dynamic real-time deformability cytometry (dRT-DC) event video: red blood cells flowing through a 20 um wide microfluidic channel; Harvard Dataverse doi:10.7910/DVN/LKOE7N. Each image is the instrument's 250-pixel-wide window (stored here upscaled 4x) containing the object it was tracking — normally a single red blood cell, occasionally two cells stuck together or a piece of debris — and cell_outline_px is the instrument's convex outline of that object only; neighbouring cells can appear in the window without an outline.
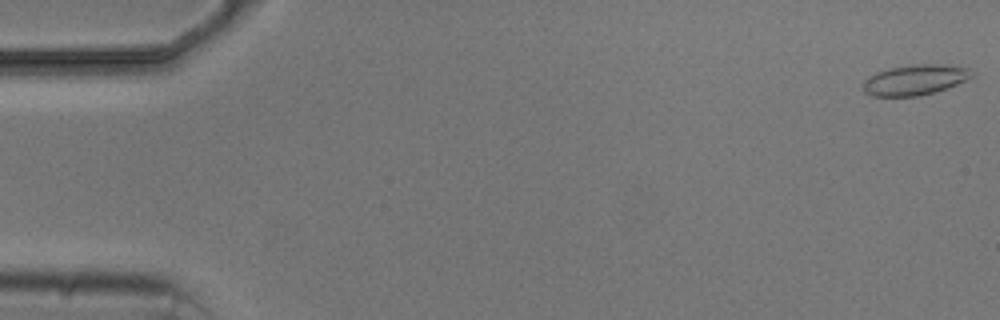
{"species": "common noctule bat (a hibernating species)", "species_latin": "Nyctalus noctula", "temperature_condition": "cold", "stored_images_in_passage": 6, "segment_of_instrument_passage": [2, 2], "camera_frame_rate_fps": 3000, "um_per_image_px": 0.085, "animal": {"sex": "male", "body_mass_g": 20.5, "forearm_length_mm": 52.5}, "frame": {"image": 1, "passage_image": 6, "time_ms": 5.667, "image_size_px": [1000, 320], "cell_outline_px": [[976, 72], [972, 76], [956, 84], [936, 92], [916, 96], [872, 96], [864, 92], [860, 84], [868, 76], [876, 72], [888, 68], [912, 64], [944, 64], [968, 68]], "centroid_in_image_um": [77.72, 6.78], "position_along_channel_um": 7.3, "area_um2": 19.48}}